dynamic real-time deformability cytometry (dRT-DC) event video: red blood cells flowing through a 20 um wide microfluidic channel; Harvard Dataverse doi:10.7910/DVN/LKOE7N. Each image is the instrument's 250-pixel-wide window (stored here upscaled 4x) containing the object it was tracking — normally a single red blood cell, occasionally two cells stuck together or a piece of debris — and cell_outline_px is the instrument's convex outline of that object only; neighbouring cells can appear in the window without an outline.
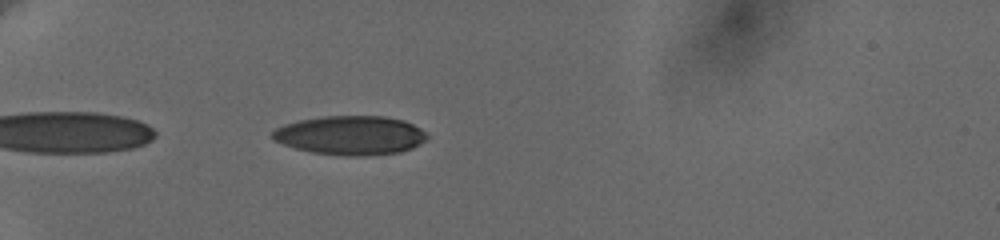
{"species": "human", "species_latin": "Homo sapiens", "temperature_condition": "cold", "stored_images_in_passage": 42, "camera_frame_rate_fps": 3000, "um_per_image_px": 0.085, "donor": {"sex": "female"}, "frame": {"image": 1, "passage_image": 3, "time_ms": 0.667, "image_size_px": [1000, 240], "cell_outline_px": [[428, 136], [420, 144], [412, 148], [400, 152], [368, 156], [344, 156], [312, 152], [296, 148], [272, 140], [268, 136], [276, 128], [284, 124], [300, 120], [324, 116], [384, 116], [404, 120], [420, 128]], "centroid_in_image_um": [29.77, 11.5], "position_along_channel_um": 55.2, "area_um2": 35.32}}
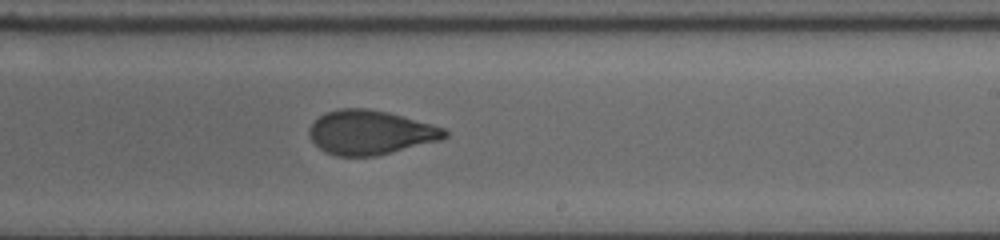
{"frame": {"image": 2, "passage_image": 22, "time_ms": 7.0, "image_size_px": [1000, 240], "cell_outline_px": [[448, 136], [444, 140], [376, 156], [336, 156], [324, 152], [312, 140], [308, 132], [308, 128], [320, 116], [328, 112], [340, 108], [368, 108], [388, 112], [432, 124], [444, 128], [448, 132]], "centroid_in_image_um": [31.52, 11.27], "position_along_channel_um": 257.5, "area_um2": 35.08}}
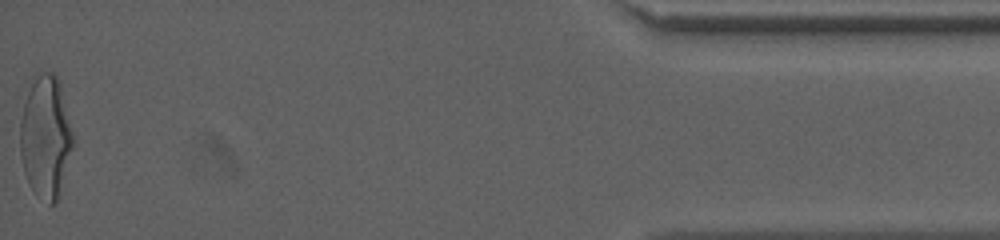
{"frame": {"image": 3, "passage_image": 42, "time_ms": 13.667, "image_size_px": [1000, 240], "cell_outline_px": [[72, 144], [56, 200], [52, 204], [48, 204], [36, 196], [28, 184], [24, 172], [20, 152], [20, 120], [24, 104], [28, 92], [36, 76], [44, 72], [52, 72], [56, 76], [60, 84], [72, 132]], "centroid_in_image_um": [3.83, 11.65], "position_along_channel_um": 431.4, "area_um2": 36.59}, "authors_computed_cell_mechanics": {"area_um2": 35.6626, "velocity_mm_per_s": 3.6514, "shape_relaxation_time_tau1_ms": 4.6847, "shape_relaxation_time_tau2_ms": 1.1751, "deformation_change_tau1": 0.1761, "deformation_change_tau2": 0.0644}}